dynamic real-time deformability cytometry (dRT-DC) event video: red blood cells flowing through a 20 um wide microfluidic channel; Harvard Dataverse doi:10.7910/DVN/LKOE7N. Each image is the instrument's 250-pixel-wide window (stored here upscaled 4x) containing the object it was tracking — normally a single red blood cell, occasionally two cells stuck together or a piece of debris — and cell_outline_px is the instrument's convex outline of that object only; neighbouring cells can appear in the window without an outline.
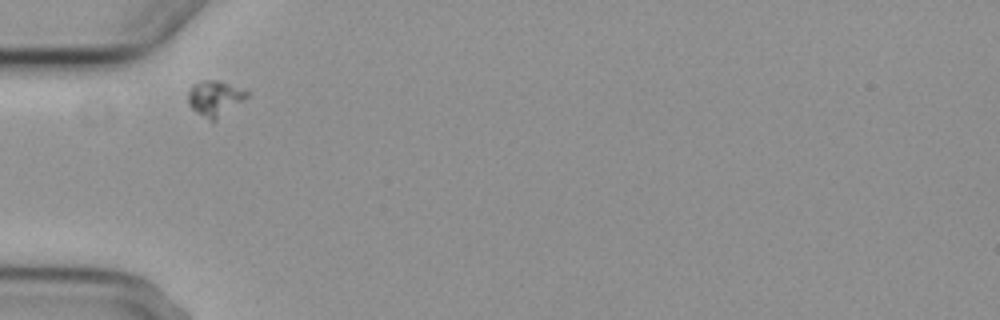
{"species": "common noctule bat (a hibernating species)", "species_latin": "Nyctalus noctula", "temperature_condition": "cold", "stored_images_in_passage": 4, "camera_frame_rate_fps": 3000, "um_per_image_px": 0.085, "animal": {"sex": "female", "body_mass_g": 29.2, "forearm_length_mm": 56.3}, "frame": {"image": 1, "passage_image": 1, "time_ms": 0.0, "image_size_px": [1000, 320], "cell_outline_px": [[248, 96], [244, 100], [212, 124], [196, 112], [188, 104], [188, 92], [192, 84], [204, 80], [220, 80], [248, 92]], "centroid_in_image_um": [18.24, 8.38], "position_along_channel_um": 66.8, "area_um2": 12.31}}
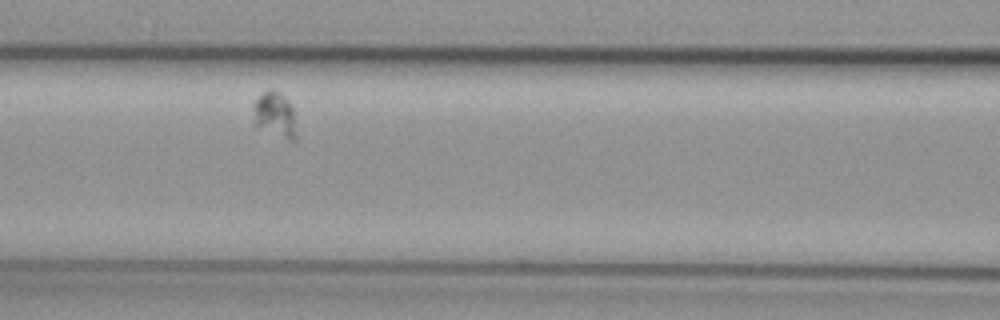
{"frame": {"image": 2, "passage_image": 3, "time_ms": 2.333, "image_size_px": [1000, 320], "cell_outline_px": [[296, 140], [288, 140], [252, 124], [256, 100], [264, 92], [276, 92], [284, 96], [288, 100], [292, 108], [296, 136]], "centroid_in_image_um": [23.37, 9.8], "position_along_channel_um": 143.2, "area_um2": 10.87}}
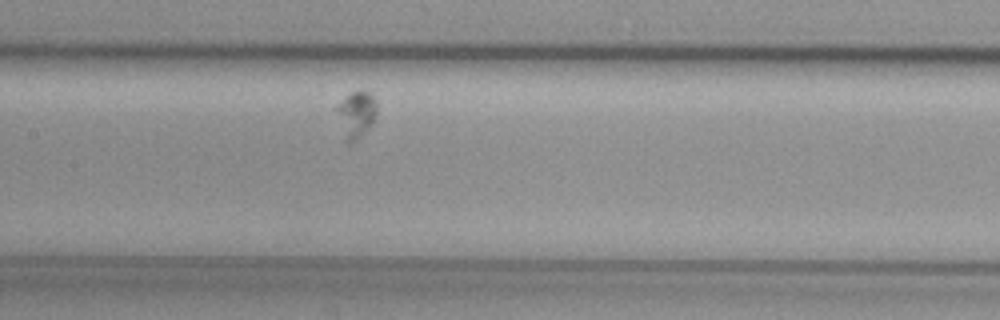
{"frame": {"image": 3, "passage_image": 4, "time_ms": 3.333, "image_size_px": [1000, 320], "cell_outline_px": [[376, 116], [372, 124], [368, 128], [348, 144], [336, 108], [352, 92], [360, 88], [364, 88], [376, 100]], "centroid_in_image_um": [30.34, 9.63], "position_along_channel_um": 177.1, "area_um2": 10.23}}